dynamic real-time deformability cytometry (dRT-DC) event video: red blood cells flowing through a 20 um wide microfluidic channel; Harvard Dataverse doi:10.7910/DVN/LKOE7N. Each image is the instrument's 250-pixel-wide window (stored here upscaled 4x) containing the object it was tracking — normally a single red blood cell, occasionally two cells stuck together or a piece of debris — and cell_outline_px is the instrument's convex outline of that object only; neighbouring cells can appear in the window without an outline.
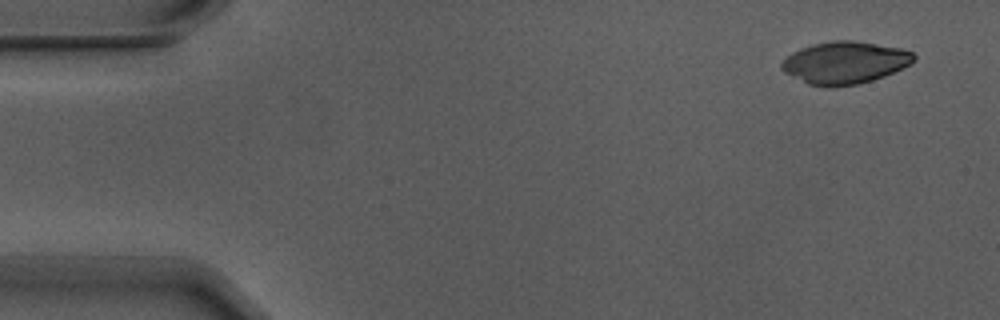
{"species": "Egyptian fruit bat (a non-hibernating species)", "species_latin": "Rousettus aegyptiacus", "temperature_condition": "warm", "stored_images_in_passage": 5, "camera_frame_rate_fps": 3000, "um_per_image_px": 0.085, "animal": {"sex": "male"}, "frame": {"image": 1, "passage_image": 2, "time_ms": 0.333, "image_size_px": [1000, 320], "cell_outline_px": [[916, 60], [912, 64], [904, 68], [884, 76], [872, 80], [856, 84], [832, 88], [808, 84], [784, 72], [780, 68], [780, 64], [792, 52], [800, 48], [812, 44], [832, 40], [852, 40], [900, 48], [912, 52], [916, 56]], "centroid_in_image_um": [71.82, 5.33], "position_along_channel_um": 13.2, "area_um2": 32.71}}